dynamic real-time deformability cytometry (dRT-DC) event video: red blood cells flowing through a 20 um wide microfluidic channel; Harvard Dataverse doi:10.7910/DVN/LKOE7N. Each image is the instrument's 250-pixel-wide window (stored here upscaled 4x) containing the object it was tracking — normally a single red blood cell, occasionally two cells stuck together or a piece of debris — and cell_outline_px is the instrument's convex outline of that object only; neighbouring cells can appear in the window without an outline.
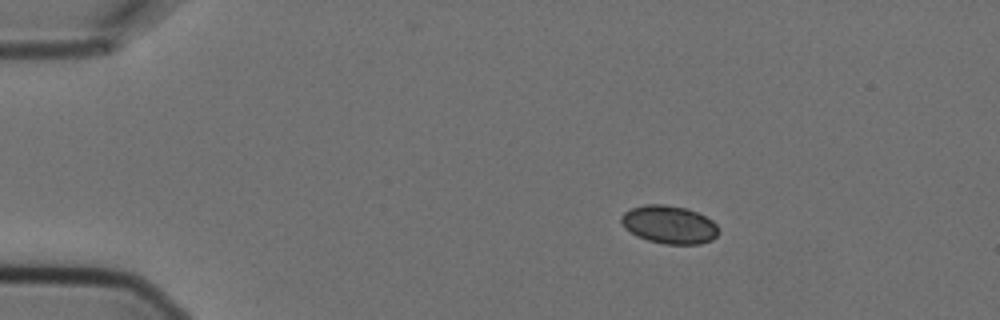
{"species": "Egyptian fruit bat (a non-hibernating species)", "species_latin": "Rousettus aegyptiacus", "temperature_condition": "cold", "stored_images_in_passage": 2, "camera_frame_rate_fps": 3000, "um_per_image_px": 0.085, "animal": {"sex": "female"}, "frame": {"image": 1, "passage_image": 2, "time_ms": 0.333, "image_size_px": [1000, 320], "cell_outline_px": [[720, 232], [712, 240], [700, 244], [664, 244], [648, 240], [636, 236], [624, 228], [620, 220], [620, 216], [624, 212], [632, 208], [644, 204], [664, 204], [688, 208], [712, 220], [716, 224]], "centroid_in_image_um": [56.87, 19.09], "position_along_channel_um": 28.1, "area_um2": 21.79}}